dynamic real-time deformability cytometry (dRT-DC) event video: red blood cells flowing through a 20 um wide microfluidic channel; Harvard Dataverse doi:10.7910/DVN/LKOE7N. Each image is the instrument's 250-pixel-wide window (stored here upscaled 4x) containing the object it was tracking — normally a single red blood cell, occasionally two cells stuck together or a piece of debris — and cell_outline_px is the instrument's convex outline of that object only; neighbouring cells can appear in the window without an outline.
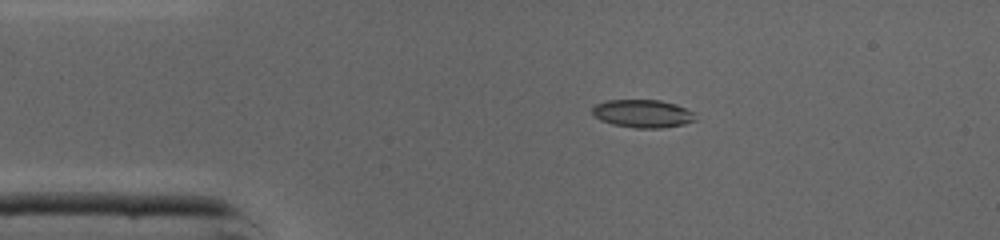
{"species": "common noctule bat (a hibernating species)", "species_latin": "Nyctalus noctula", "temperature_condition": "cold", "stored_images_in_passage": 38, "camera_frame_rate_fps": 3000, "um_per_image_px": 0.085, "animal": {"sex": "male", "body_mass_g": 19.0, "forearm_length_mm": 50.8}, "frame": {"image": 1, "passage_image": 1, "time_ms": 0.0, "image_size_px": [1000, 240], "cell_outline_px": [[696, 120], [684, 124], [660, 128], [636, 128], [612, 124], [600, 120], [592, 112], [592, 108], [596, 104], [608, 100], [660, 100], [676, 104], [692, 112]], "centroid_in_image_um": [54.61, 9.65], "position_along_channel_um": 30.4, "area_um2": 16.65}}
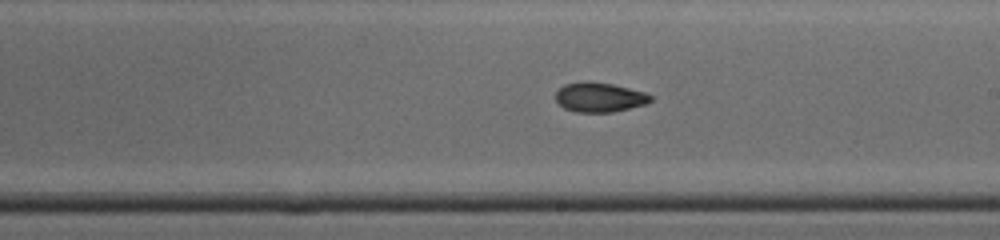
{"frame": {"image": 2, "passage_image": 18, "time_ms": 5.667, "image_size_px": [1000, 240], "cell_outline_px": [[652, 100], [644, 104], [612, 112], [576, 112], [564, 108], [556, 100], [556, 92], [564, 84], [588, 80], [612, 84], [644, 92], [652, 96]], "centroid_in_image_um": [50.93, 8.25], "position_along_channel_um": 238.1, "area_um2": 16.24}}
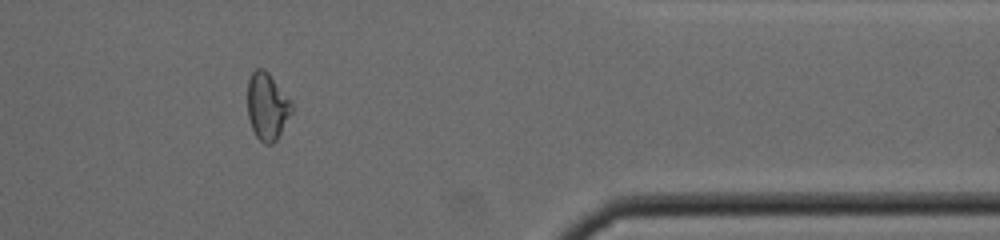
{"frame": {"image": 3, "passage_image": 30, "time_ms": 9.667, "image_size_px": [1000, 240], "cell_outline_px": [[292, 112], [276, 140], [272, 144], [264, 144], [256, 136], [252, 128], [248, 116], [248, 80], [252, 72], [256, 68], [264, 68], [268, 72], [292, 104]], "centroid_in_image_um": [22.69, 9.04], "position_along_channel_um": 388.7, "area_um2": 16.99}, "authors_computed_cell_mechanics": {"area_um2": 16.9065, "velocity_mm_per_s": 4.3738, "shape_relaxation_time_tau1_ms": null, "shape_relaxation_time_tau2_ms": 8.5378, "deformation_change_tau1": null, "deformation_change_tau2": 0.1491}}